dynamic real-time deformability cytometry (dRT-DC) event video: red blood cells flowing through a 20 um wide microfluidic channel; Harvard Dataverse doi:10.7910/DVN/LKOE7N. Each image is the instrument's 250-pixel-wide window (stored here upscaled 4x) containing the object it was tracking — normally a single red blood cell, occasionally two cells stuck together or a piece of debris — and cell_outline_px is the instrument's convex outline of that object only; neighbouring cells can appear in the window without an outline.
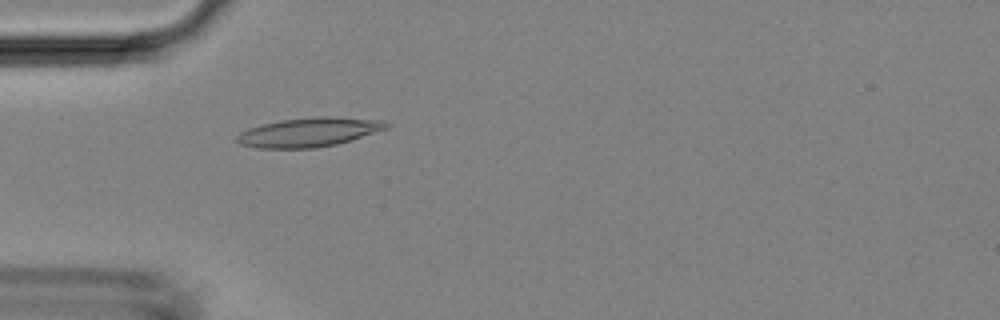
{"species": "Egyptian fruit bat (a non-hibernating species)", "species_latin": "Rousettus aegyptiacus", "temperature_condition": "room temperature", "stored_images_in_passage": 47, "camera_frame_rate_fps": 3000, "um_per_image_px": 0.085, "animal": {"sex": "female"}, "frame": {"image": 1, "passage_image": 14, "time_ms": 4.333, "image_size_px": [1000, 320], "cell_outline_px": [[392, 124], [388, 128], [352, 140], [336, 144], [316, 148], [256, 148], [240, 144], [236, 140], [236, 136], [240, 132], [248, 128], [280, 120], [316, 116], [328, 116], [384, 120]], "centroid_in_image_um": [26.29, 11.23], "position_along_channel_um": 58.7, "area_um2": 25.55}}
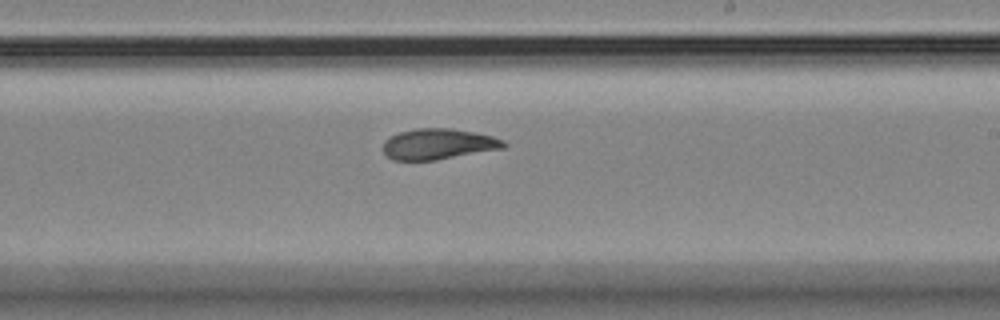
{"frame": {"image": 2, "passage_image": 28, "time_ms": 9.0, "image_size_px": [1000, 320], "cell_outline_px": [[508, 144], [504, 148], [436, 160], [392, 160], [384, 152], [384, 140], [400, 132], [416, 128], [452, 128], [492, 136], [504, 140]], "centroid_in_image_um": [37.27, 12.24], "position_along_channel_um": 251.7, "area_um2": 21.5}}
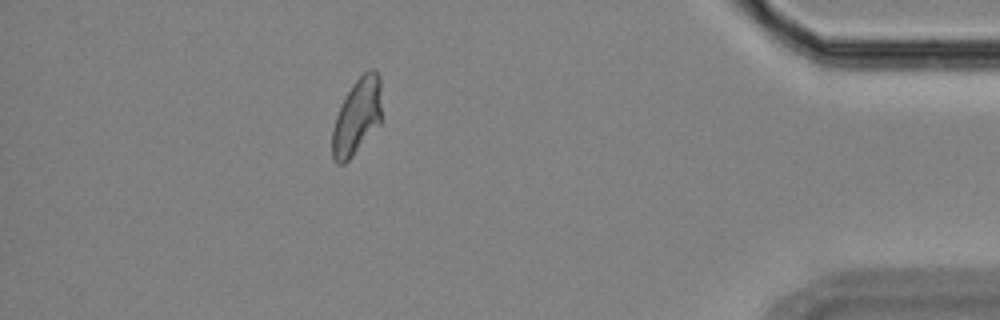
{"frame": {"image": 3, "passage_image": 42, "time_ms": 13.667, "image_size_px": [1000, 320], "cell_outline_px": [[380, 124], [352, 156], [344, 164], [336, 164], [332, 160], [332, 128], [336, 116], [352, 84], [368, 68], [376, 68], [380, 76]], "centroid_in_image_um": [30.33, 9.9], "position_along_channel_um": 404.9, "area_um2": 21.85}}